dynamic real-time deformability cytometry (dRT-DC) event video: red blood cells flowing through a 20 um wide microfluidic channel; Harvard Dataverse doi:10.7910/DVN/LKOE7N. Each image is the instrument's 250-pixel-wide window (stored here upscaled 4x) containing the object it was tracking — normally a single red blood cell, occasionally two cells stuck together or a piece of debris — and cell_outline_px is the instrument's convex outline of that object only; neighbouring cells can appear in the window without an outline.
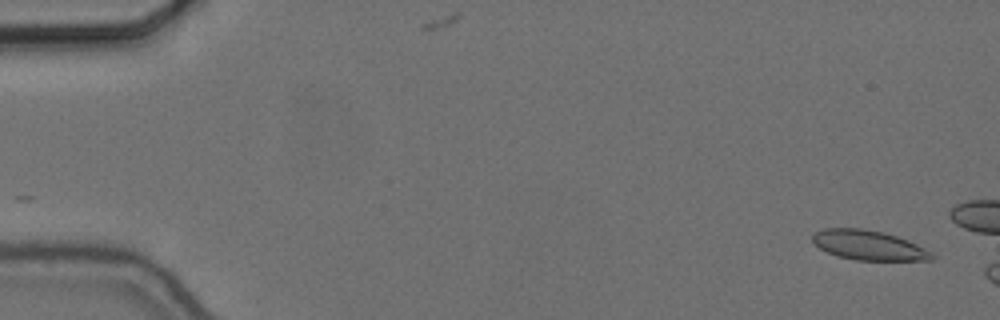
{"species": "common noctule bat (a hibernating species)", "species_latin": "Nyctalus noctula", "temperature_condition": "cold", "stored_images_in_passage": 8, "camera_frame_rate_fps": 3000, "um_per_image_px": 0.085, "animal": {"sex": "female", "body_mass_g": 24.6, "forearm_length_mm": 56.2}, "frame": {"image": 1, "passage_image": 2, "time_ms": 0.333, "image_size_px": [1000, 320], "cell_outline_px": [[936, 256], [932, 260], [856, 260], [836, 256], [820, 248], [812, 240], [812, 236], [816, 232], [824, 228], [860, 228], [884, 232], [908, 240], [932, 252]], "centroid_in_image_um": [73.85, 20.84], "position_along_channel_um": 11.2, "area_um2": 20.58}}